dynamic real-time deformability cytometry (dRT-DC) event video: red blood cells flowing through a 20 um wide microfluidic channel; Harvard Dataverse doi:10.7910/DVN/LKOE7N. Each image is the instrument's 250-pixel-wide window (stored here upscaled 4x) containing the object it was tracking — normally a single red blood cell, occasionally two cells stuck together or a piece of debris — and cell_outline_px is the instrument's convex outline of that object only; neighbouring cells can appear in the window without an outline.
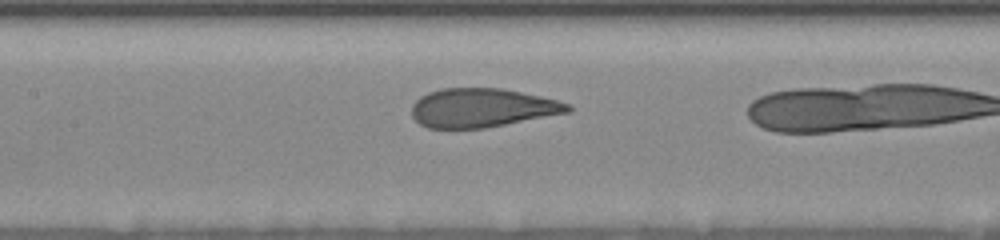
{"species": "human", "species_latin": "Homo sapiens", "temperature_condition": "room temperature", "stored_images_in_passage": 42, "camera_frame_rate_fps": 3000, "um_per_image_px": 0.085, "donor": {"sex": "female"}, "frame": {"image": 1, "passage_image": 20, "time_ms": 5.667, "image_size_px": [1000, 240], "cell_outline_px": [[572, 112], [484, 128], [428, 128], [420, 124], [412, 116], [412, 104], [420, 96], [428, 92], [440, 88], [504, 88], [540, 96], [556, 100], [568, 104], [572, 108]], "centroid_in_image_um": [40.97, 9.16], "position_along_channel_um": 166.4, "area_um2": 35.43}}
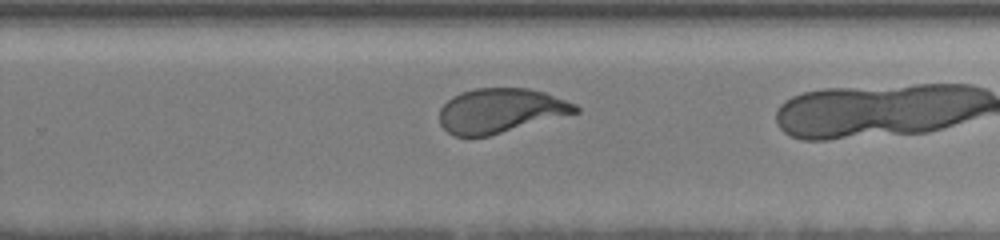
{"frame": {"image": 2, "passage_image": 33, "time_ms": 9.0, "image_size_px": [1000, 240], "cell_outline_px": [[580, 112], [488, 136], [452, 136], [440, 124], [440, 108], [452, 96], [460, 92], [476, 88], [528, 88], [544, 92], [576, 104], [580, 108]], "centroid_in_image_um": [42.54, 9.4], "position_along_channel_um": 287.3, "area_um2": 35.2}}
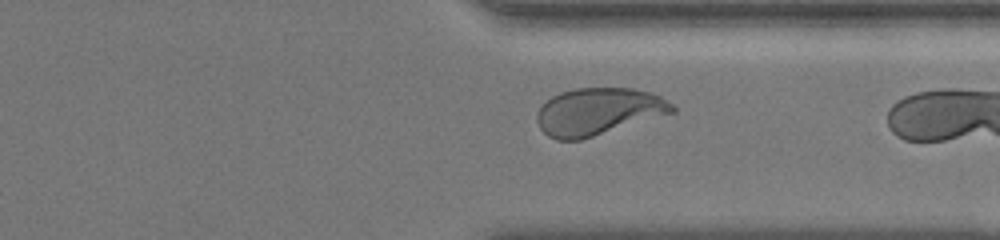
{"frame": {"image": 3, "passage_image": 41, "time_ms": 11.0, "image_size_px": [1000, 240], "cell_outline_px": [[676, 112], [580, 140], [556, 140], [548, 136], [540, 128], [536, 120], [536, 112], [552, 96], [560, 92], [576, 88], [632, 88], [652, 92], [660, 96], [672, 104], [676, 108]], "centroid_in_image_um": [50.86, 9.48], "position_along_channel_um": 360.5, "area_um2": 37.22}}